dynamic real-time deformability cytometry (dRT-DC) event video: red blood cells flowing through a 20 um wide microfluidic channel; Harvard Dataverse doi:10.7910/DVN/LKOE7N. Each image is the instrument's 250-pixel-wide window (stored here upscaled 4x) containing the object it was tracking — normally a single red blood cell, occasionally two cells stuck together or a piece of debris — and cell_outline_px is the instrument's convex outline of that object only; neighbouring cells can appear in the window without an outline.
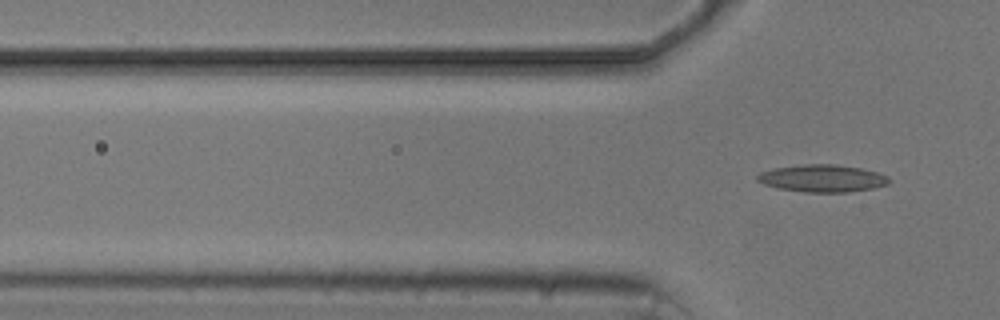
{"species": "common noctule bat (a hibernating species)", "species_latin": "Nyctalus noctula", "temperature_condition": "cold", "stored_images_in_passage": 4, "camera_frame_rate_fps": 3000, "um_per_image_px": 0.085, "animal": {"sex": "male", "body_mass_g": 20.5, "forearm_length_mm": 52.5}, "frame": {"image": 1, "passage_image": 4, "time_ms": 4.333, "image_size_px": [1000, 320], "cell_outline_px": [[892, 180], [888, 184], [872, 188], [848, 192], [804, 192], [780, 188], [764, 184], [756, 180], [756, 176], [760, 172], [776, 168], [804, 164], [836, 164], [860, 168], [876, 172], [888, 176]], "centroid_in_image_um": [69.92, 15.15], "position_along_channel_um": 55.9, "area_um2": 20.87}}